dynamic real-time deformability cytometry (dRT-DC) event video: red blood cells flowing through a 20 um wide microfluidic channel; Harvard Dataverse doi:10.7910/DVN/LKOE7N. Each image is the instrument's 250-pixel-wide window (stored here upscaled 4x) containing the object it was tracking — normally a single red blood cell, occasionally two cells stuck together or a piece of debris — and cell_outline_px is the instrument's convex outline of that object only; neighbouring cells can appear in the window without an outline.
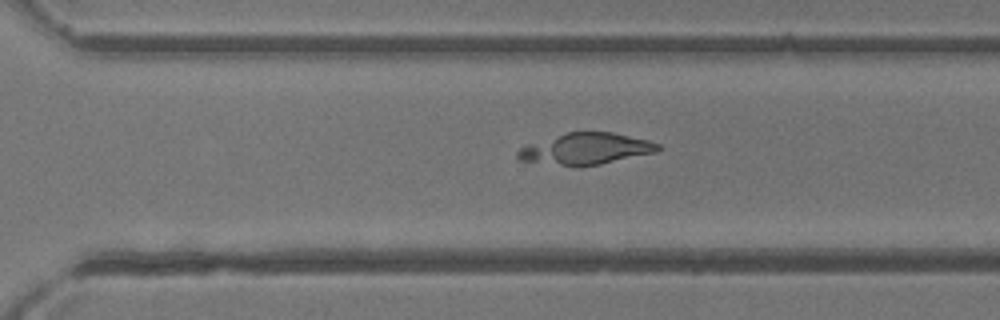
{"species": "common noctule bat (a hibernating species)", "species_latin": "Nyctalus noctula", "temperature_condition": "room temperature", "stored_images_in_passage": 38, "camera_frame_rate_fps": 3000, "um_per_image_px": 0.085, "animal": {"sex": "female"}, "frame": {"image": 1, "passage_image": 25, "time_ms": 8.0, "image_size_px": [1000, 320], "cell_outline_px": [[660, 148], [656, 152], [600, 164], [580, 168], [576, 168], [516, 160], [516, 152], [520, 148], [528, 144], [568, 132], [612, 132], [648, 140], [660, 144]], "centroid_in_image_um": [49.75, 12.68], "position_along_channel_um": 320.9, "area_um2": 25.89}}
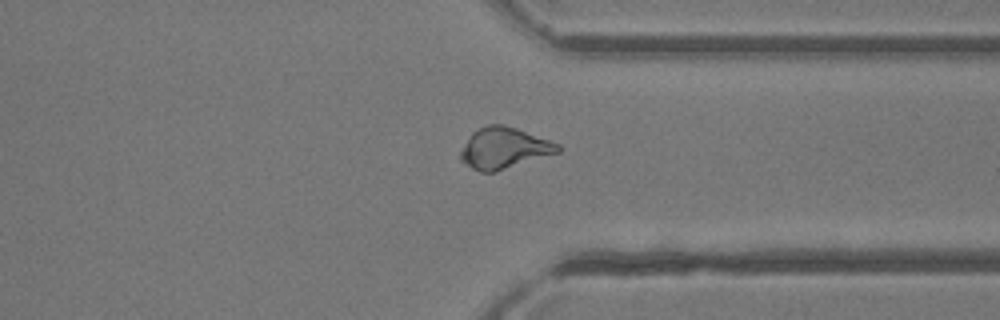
{"frame": {"image": 2, "passage_image": 28, "time_ms": 9.0, "image_size_px": [1000, 320], "cell_outline_px": [[564, 148], [560, 152], [496, 172], [480, 172], [472, 168], [460, 160], [460, 152], [472, 132], [488, 124], [500, 124], [516, 128], [560, 144]], "centroid_in_image_um": [42.87, 12.6], "position_along_channel_um": 368.5, "area_um2": 23.29}}